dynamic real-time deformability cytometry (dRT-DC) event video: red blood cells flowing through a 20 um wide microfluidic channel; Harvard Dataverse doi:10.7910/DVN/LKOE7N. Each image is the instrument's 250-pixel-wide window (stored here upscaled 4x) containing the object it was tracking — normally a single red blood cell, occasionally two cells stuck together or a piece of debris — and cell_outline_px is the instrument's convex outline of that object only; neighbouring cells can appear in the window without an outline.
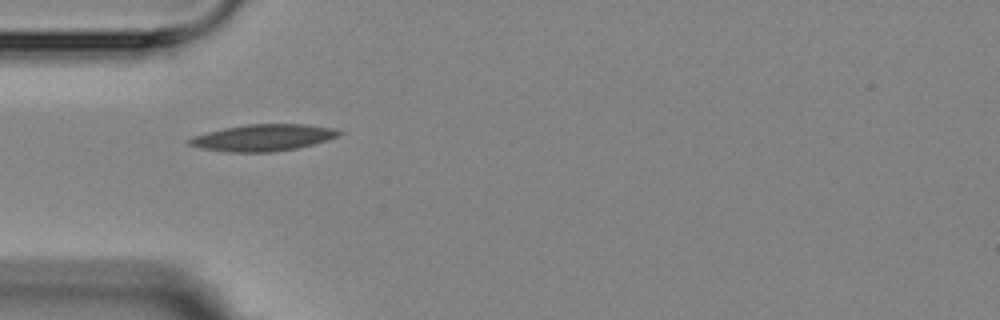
{"species": "Egyptian fruit bat (a non-hibernating species)", "species_latin": "Rousettus aegyptiacus", "temperature_condition": "room temperature", "stored_images_in_passage": 12, "camera_frame_rate_fps": 3000, "um_per_image_px": 0.085, "animal": {"sex": "female"}, "frame": {"image": 1, "passage_image": 1, "time_ms": 0.0, "image_size_px": [1000, 320], "cell_outline_px": [[344, 132], [340, 136], [312, 144], [296, 148], [272, 152], [228, 152], [204, 148], [188, 144], [184, 140], [192, 136], [224, 128], [248, 124], [308, 124], [336, 128]], "centroid_in_image_um": [22.39, 11.69], "position_along_channel_um": 62.6, "area_um2": 23.29}}
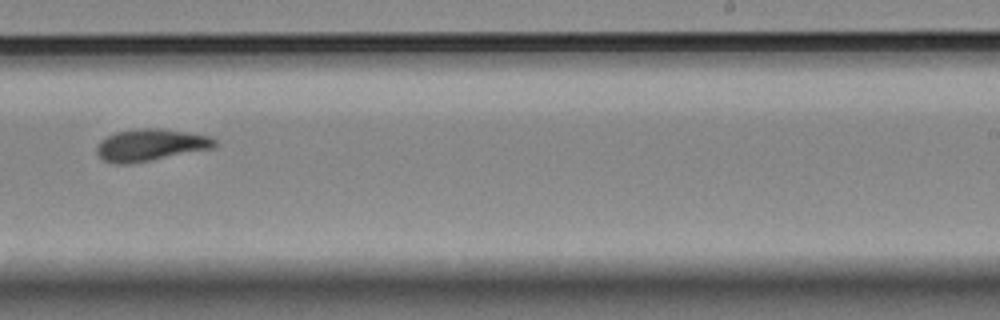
{"frame": {"image": 2, "passage_image": 6, "time_ms": 6.0, "image_size_px": [1000, 320], "cell_outline_px": [[216, 144], [212, 148], [152, 160], [128, 164], [116, 164], [104, 160], [96, 152], [96, 148], [100, 140], [116, 132], [140, 128], [160, 128], [212, 136], [216, 140]], "centroid_in_image_um": [12.79, 12.32], "position_along_channel_um": 276.2, "area_um2": 21.85}}
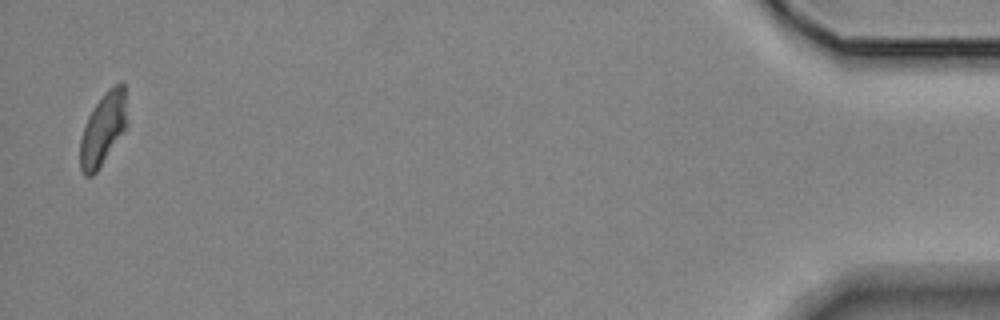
{"frame": {"image": 3, "passage_image": 12, "time_ms": 12.667, "image_size_px": [1000, 320], "cell_outline_px": [[128, 124], [100, 168], [92, 176], [84, 176], [80, 168], [80, 140], [88, 116], [104, 92], [108, 88], [120, 80], [124, 80]], "centroid_in_image_um": [8.79, 10.93], "position_along_channel_um": 426.4, "area_um2": 20.06}, "authors_computed_cell_mechanics": {"area_um2": 21.2704, "velocity_mm_per_s": 3.5779, "shape_relaxation_time_tau1_ms": 8.8955, "shape_relaxation_time_tau2_ms": 2.7941, "deformation_change_tau1": 0.1814, "deformation_change_tau2": 0.0943}}